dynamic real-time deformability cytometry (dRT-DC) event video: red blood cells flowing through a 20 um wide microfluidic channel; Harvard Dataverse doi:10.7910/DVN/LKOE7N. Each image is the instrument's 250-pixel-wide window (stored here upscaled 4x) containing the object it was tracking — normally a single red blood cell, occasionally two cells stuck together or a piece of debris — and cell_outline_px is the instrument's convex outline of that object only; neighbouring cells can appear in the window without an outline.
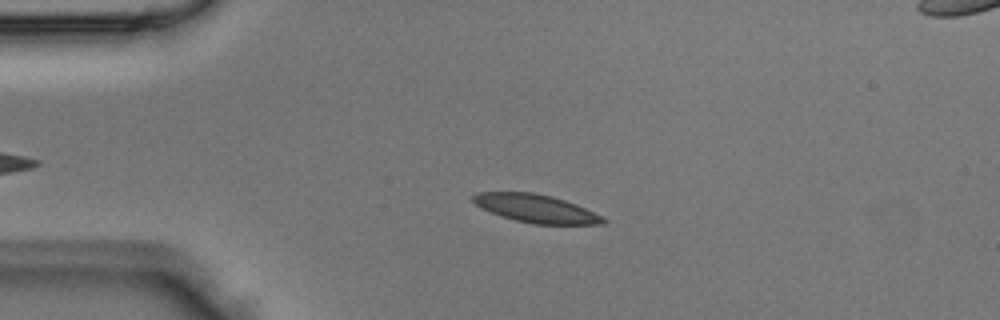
{"species": "Egyptian fruit bat (a non-hibernating species)", "species_latin": "Rousettus aegyptiacus", "temperature_condition": "room temperature", "stored_images_in_passage": 4, "camera_frame_rate_fps": 3000, "um_per_image_px": 0.085, "animal": {"sex": "male"}, "frame": {"image": 1, "passage_image": 3, "time_ms": 0.667, "image_size_px": [1000, 320], "cell_outline_px": [[608, 220], [604, 224], [532, 224], [500, 216], [480, 208], [472, 200], [472, 196], [476, 192], [532, 192], [552, 196], [576, 204], [604, 216]], "centroid_in_image_um": [45.56, 17.72], "position_along_channel_um": 39.4, "area_um2": 21.44}}